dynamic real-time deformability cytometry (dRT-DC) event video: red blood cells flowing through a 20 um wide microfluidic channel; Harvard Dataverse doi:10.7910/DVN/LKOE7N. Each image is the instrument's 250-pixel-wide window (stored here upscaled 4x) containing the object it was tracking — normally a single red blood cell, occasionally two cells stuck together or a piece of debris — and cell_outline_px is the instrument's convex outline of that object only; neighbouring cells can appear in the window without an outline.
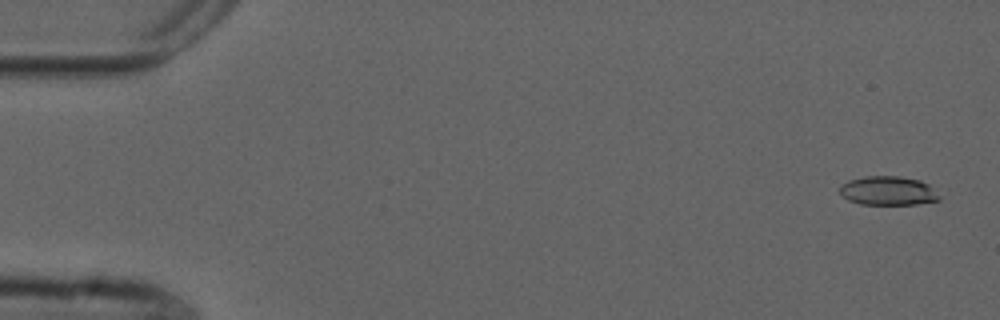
{"species": "common noctule bat (a hibernating species)", "species_latin": "Nyctalus noctula", "temperature_condition": "cold", "stored_images_in_passage": 54, "camera_frame_rate_fps": 3000, "um_per_image_px": 0.085, "animal": {"sex": "male", "forearm_length_mm": 52.5}, "frame": {"image": 1, "passage_image": 2, "time_ms": 0.333, "image_size_px": [1000, 320], "cell_outline_px": [[940, 200], [916, 204], [860, 204], [848, 200], [840, 192], [840, 188], [848, 180], [864, 176], [900, 176], [920, 180], [928, 184], [940, 196]], "centroid_in_image_um": [75.5, 16.21], "position_along_channel_um": 9.5, "area_um2": 16.7}}
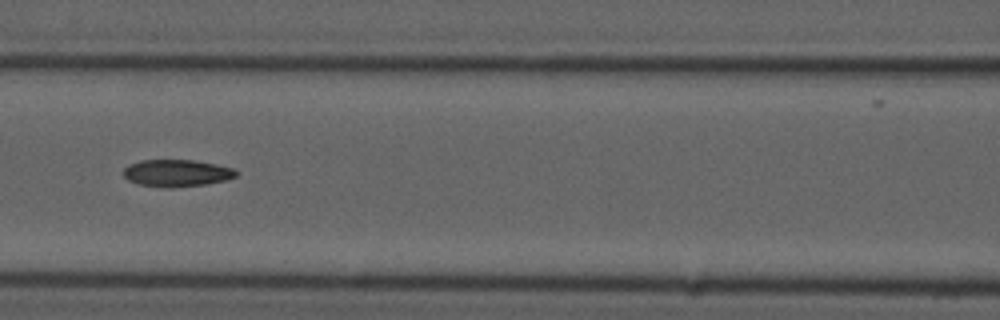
{"frame": {"image": 2, "passage_image": 24, "time_ms": 7.667, "image_size_px": [1000, 320], "cell_outline_px": [[236, 176], [224, 180], [204, 184], [172, 188], [168, 188], [140, 184], [128, 180], [124, 176], [124, 168], [128, 164], [140, 160], [196, 160], [216, 164], [232, 168], [236, 172]], "centroid_in_image_um": [14.98, 14.7], "position_along_channel_um": 151.6, "area_um2": 17.63}}
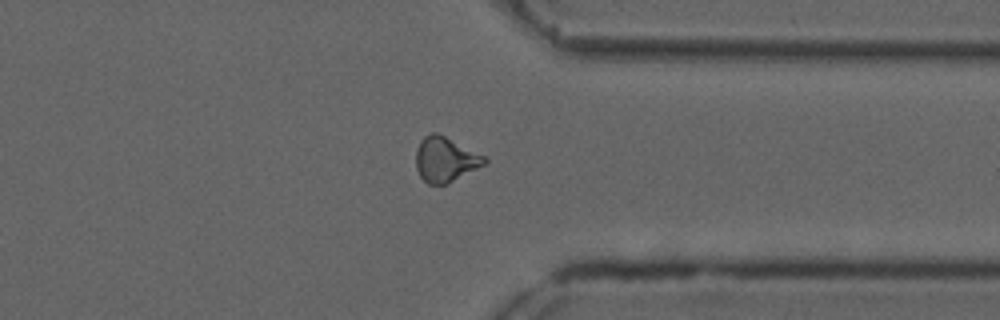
{"frame": {"image": 3, "passage_image": 42, "time_ms": 13.667, "image_size_px": [1000, 320], "cell_outline_px": [[488, 160], [484, 164], [444, 184], [428, 184], [420, 176], [416, 168], [416, 148], [420, 140], [424, 136], [432, 132], [436, 132], [484, 156]], "centroid_in_image_um": [37.79, 13.53], "position_along_channel_um": 373.6, "area_um2": 17.4}, "authors_computed_cell_mechanics": {"area_um2": 17.629, "velocity_mm_per_s": 3.7563, "shape_relaxation_time_tau1_ms": null, "shape_relaxation_time_tau2_ms": 3.2274, "deformation_change_tau1": null, "deformation_change_tau2": 0.0979}}